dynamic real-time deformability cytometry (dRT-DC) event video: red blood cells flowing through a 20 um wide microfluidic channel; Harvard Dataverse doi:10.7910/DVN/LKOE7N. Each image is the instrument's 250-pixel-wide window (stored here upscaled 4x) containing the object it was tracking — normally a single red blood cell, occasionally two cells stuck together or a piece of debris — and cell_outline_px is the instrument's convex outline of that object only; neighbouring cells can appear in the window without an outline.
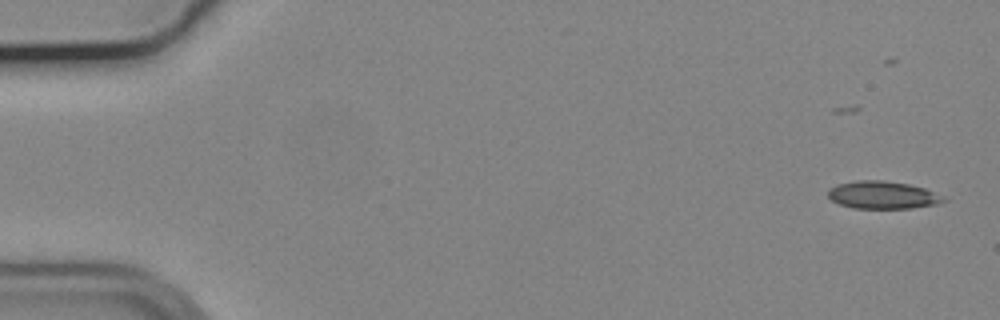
{"species": "common noctule bat (a hibernating species)", "species_latin": "Nyctalus noctula", "temperature_condition": "cold", "stored_images_in_passage": 8, "camera_frame_rate_fps": 3000, "um_per_image_px": 0.085, "animal": {"sex": "male", "body_mass_g": 19.2, "forearm_length_mm": 51.8}, "frame": {"image": 1, "passage_image": 1, "time_ms": 0.0, "image_size_px": [1000, 320], "cell_outline_px": [[948, 200], [936, 204], [912, 208], [852, 208], [840, 204], [832, 200], [828, 196], [828, 188], [836, 184], [856, 180], [884, 180], [908, 184], [924, 188], [944, 196]], "centroid_in_image_um": [75.01, 16.57], "position_along_channel_um": 10.0, "area_um2": 18.67}}